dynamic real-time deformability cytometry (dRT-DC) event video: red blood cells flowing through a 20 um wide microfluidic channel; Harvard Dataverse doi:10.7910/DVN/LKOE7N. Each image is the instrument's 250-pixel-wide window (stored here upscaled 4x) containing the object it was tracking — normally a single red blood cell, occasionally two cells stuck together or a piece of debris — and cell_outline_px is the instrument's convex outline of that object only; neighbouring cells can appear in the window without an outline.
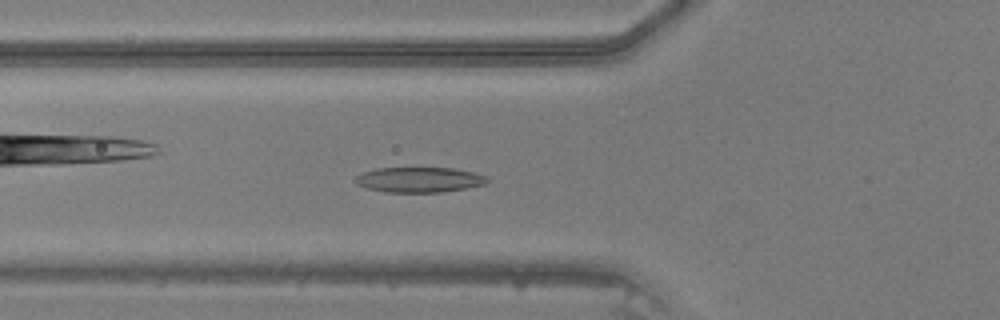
{"species": "common noctule bat (a hibernating species)", "species_latin": "Nyctalus noctula", "temperature_condition": "warm", "stored_images_in_passage": 34, "camera_frame_rate_fps": 3000, "um_per_image_px": 0.085, "animal": {"sex": "male", "body_mass_g": 20.5, "forearm_length_mm": 52.5}, "frame": {"image": 1, "passage_image": 8, "time_ms": 2.333, "image_size_px": [1000, 320], "cell_outline_px": [[488, 180], [484, 184], [464, 188], [440, 192], [384, 192], [368, 188], [356, 184], [356, 176], [360, 172], [376, 168], [452, 168], [472, 172], [488, 176]], "centroid_in_image_um": [35.59, 15.27], "position_along_channel_um": 90.2, "area_um2": 19.25}}
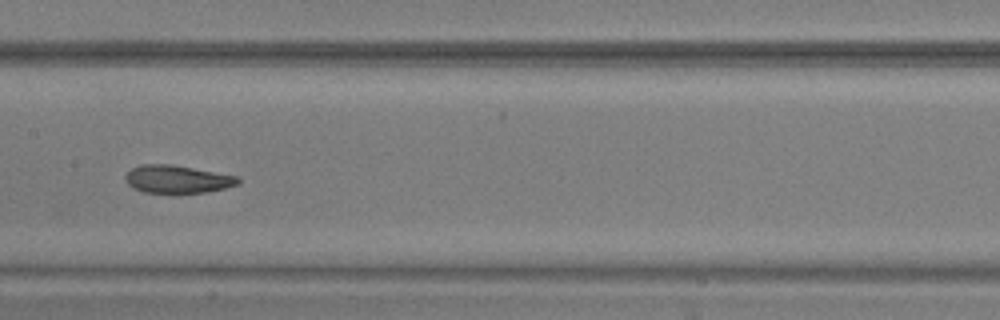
{"frame": {"image": 2, "passage_image": 15, "time_ms": 4.667, "image_size_px": [1000, 320], "cell_outline_px": [[240, 184], [208, 192], [144, 192], [132, 188], [124, 180], [124, 176], [132, 168], [140, 164], [172, 164], [240, 176]], "centroid_in_image_um": [15.08, 15.21], "position_along_channel_um": 192.3, "area_um2": 18.38}}
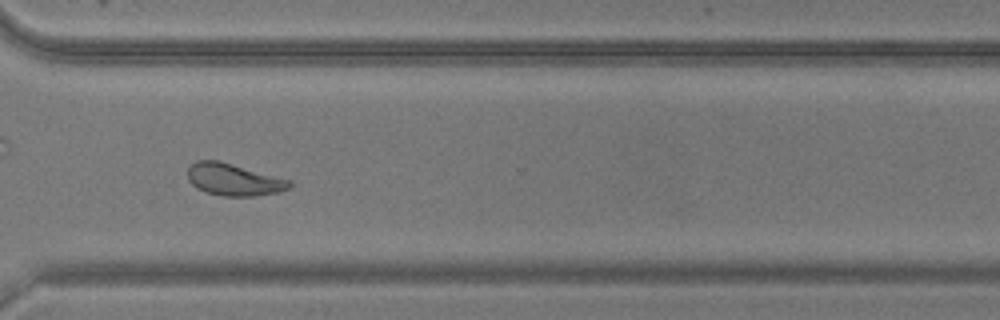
{"frame": {"image": 3, "passage_image": 26, "time_ms": 8.333, "image_size_px": [1000, 320], "cell_outline_px": [[292, 184], [288, 188], [276, 192], [252, 196], [220, 196], [204, 192], [196, 188], [188, 180], [188, 168], [196, 160], [220, 160], [292, 180]], "centroid_in_image_um": [19.84, 15.25], "position_along_channel_um": 350.8, "area_um2": 19.19}}